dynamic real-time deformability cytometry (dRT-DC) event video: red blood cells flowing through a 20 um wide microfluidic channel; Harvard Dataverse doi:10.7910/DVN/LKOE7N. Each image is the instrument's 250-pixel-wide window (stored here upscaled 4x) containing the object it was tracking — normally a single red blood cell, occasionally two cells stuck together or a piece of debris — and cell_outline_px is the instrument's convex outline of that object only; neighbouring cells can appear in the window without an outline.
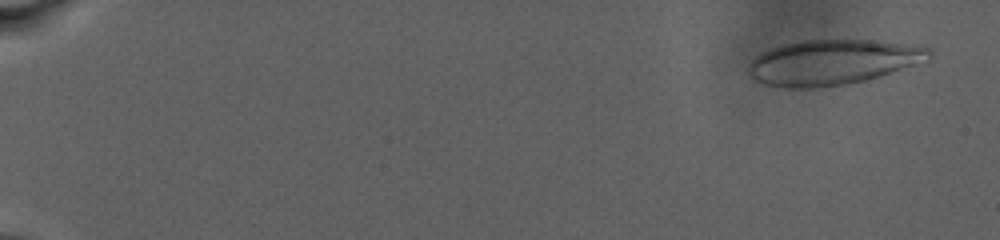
{"species": "human", "species_latin": "Homo sapiens", "temperature_condition": "warm", "stored_images_in_passage": 21, "camera_frame_rate_fps": 3000, "um_per_image_px": 0.085, "donor": {"sex": "male"}, "frame": {"image": 1, "passage_image": 2, "time_ms": 1.0, "image_size_px": [1000, 240], "cell_outline_px": [[932, 52], [928, 60], [864, 80], [844, 84], [812, 88], [784, 88], [764, 84], [752, 80], [748, 72], [748, 64], [756, 56], [772, 48], [784, 44], [804, 40], [872, 40], [904, 44], [928, 48]], "centroid_in_image_um": [70.69, 5.29], "position_along_channel_um": 14.3, "area_um2": 46.93}}
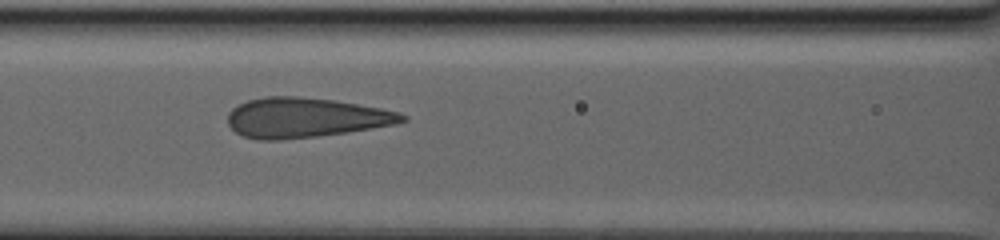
{"frame": {"image": 2, "passage_image": 18, "time_ms": 13.0, "image_size_px": [1000, 240], "cell_outline_px": [[408, 120], [396, 124], [344, 132], [316, 136], [280, 140], [260, 140], [244, 136], [236, 132], [228, 124], [228, 112], [232, 108], [248, 100], [264, 96], [296, 96], [336, 100], [380, 108], [400, 112], [408, 116]], "centroid_in_image_um": [25.95, 9.99], "position_along_channel_um": 140.6, "area_um2": 40.4}}
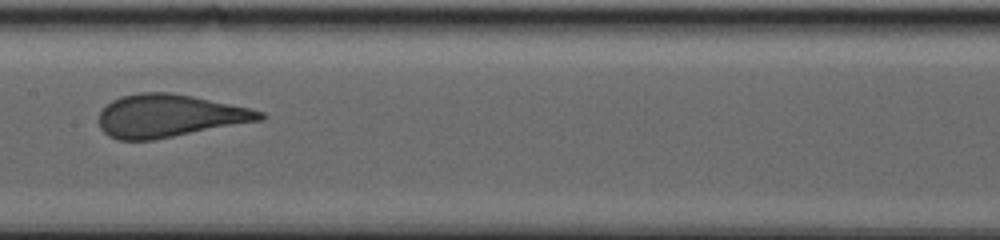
{"frame": {"image": 3, "passage_image": 20, "time_ms": 15.0, "image_size_px": [1000, 240], "cell_outline_px": [[268, 116], [264, 120], [152, 140], [116, 140], [108, 136], [100, 128], [100, 112], [112, 100], [120, 96], [140, 92], [168, 92], [192, 96], [248, 108], [264, 112]], "centroid_in_image_um": [14.39, 9.85], "position_along_channel_um": 193.0, "area_um2": 40.0}}